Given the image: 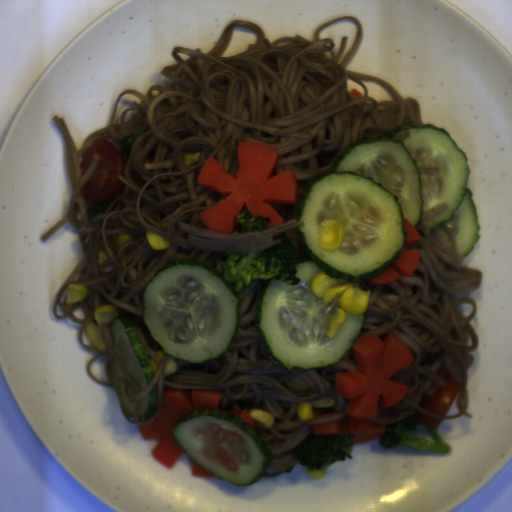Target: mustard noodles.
Wrapping results in <instances>:
<instances>
[{
	"mask_svg": "<svg viewBox=\"0 0 512 512\" xmlns=\"http://www.w3.org/2000/svg\"><path fill=\"white\" fill-rule=\"evenodd\" d=\"M354 19L358 24L356 40L346 57L343 54L347 37H342L337 54L330 38L319 39V32L341 19ZM247 26L255 30L257 43L247 51L231 57H221L233 27ZM361 21L343 16L321 25L313 41L302 35L277 38L270 42L260 27L245 20H233L218 42L204 53L200 48L177 47L171 51L176 64L161 69L172 80L165 85L152 86L146 95L135 89H124L114 102L109 124L95 131L76 149L64 118L52 120L61 134L66 149L67 169L74 193L68 212L41 236L46 242L67 223L80 229L78 234L83 256L60 287L52 306L53 316L68 318L80 326L78 342L94 354L85 365L88 376L111 387L118 396L120 408L128 423L148 425L161 413L164 389L216 390L222 393L218 410L245 411L260 409L274 416L271 428L255 430L266 440L272 460L263 476L271 479L287 473L298 461L292 450L310 433L312 425L344 419L352 401L338 392L336 373H351L358 369L353 346L339 363L312 368L286 370L267 352L258 332L255 319L256 303L270 279H252L239 292L241 319L230 348L220 357L203 364L175 362L176 373L164 377V367L171 358L160 359L155 351L162 350L152 337L144 320L143 291L159 268L173 260L193 259L211 264L224 275L226 251H263L281 243L274 236L290 237L297 256L303 245L296 228L303 221L296 216L308 185L330 172L344 149L362 140L385 135L408 122L422 124L418 100L404 99L400 93L381 80L346 69L362 42ZM364 88L362 98L355 99L346 90L348 79ZM383 84L392 100L379 103L368 96L361 81ZM132 94L141 100L133 102L121 114L119 124H113L121 97ZM373 108L364 119V112ZM137 110L130 121L128 111ZM145 131L137 139L127 159L122 141L135 131ZM104 139L114 145L125 163L126 183L123 194L109 200L103 214L92 216L93 201L82 198L80 191L92 176L100 156L94 154L88 172L81 179L79 166L87 147ZM266 143L278 152L277 161L269 176L288 169L298 179L297 204L290 205L284 223L254 233L230 234L208 229L198 215L222 200L210 189L198 184L197 177L210 157H214L233 177L238 171L236 146L240 141ZM200 153V159L189 166L186 154ZM147 182L143 188L133 183L132 169ZM146 230L157 233L171 243L168 250H152ZM128 234L133 240L121 247L117 237ZM105 250L108 259L98 263L97 252ZM86 286L88 296L67 305L69 284ZM114 305L119 315L128 317L136 326L143 346L158 366L157 372L139 394L126 366L112 349L113 339L107 323L97 324L93 313L100 305ZM82 308L86 319L74 317L75 308ZM92 321L99 327L105 344L99 351L90 342L85 325ZM165 352V351H164ZM99 356L105 359L107 382L96 380L89 365ZM113 358L126 378H116ZM305 379L310 391H298L286 382L295 377ZM157 381L158 411L151 418L137 417L141 398ZM124 384L125 399L136 403L134 417L129 418L116 384ZM332 397L336 405L314 409V415L337 412L322 419H297L299 402H316Z\"/></svg>",
	"mask_w": 512,
	"mask_h": 512,
	"instance_id": "1",
	"label": "mustard noodles"
},
{
	"mask_svg": "<svg viewBox=\"0 0 512 512\" xmlns=\"http://www.w3.org/2000/svg\"><path fill=\"white\" fill-rule=\"evenodd\" d=\"M447 210L446 203L422 213L414 227L420 239L403 248L420 252L412 274L386 285H370L368 279L361 282L370 298L356 341L374 333L383 342L392 334L413 354V363L390 377V381L407 385V393L389 408H383L378 401V414L368 419L385 427L415 416L416 411L442 421L459 416L474 418L466 408L468 370L474 362L471 353L479 343L470 322L478 305L467 296L452 297L478 290L483 273L464 264L465 256L457 254L455 237L445 223L439 226L452 248L439 241L436 230L424 223ZM467 302L474 305V310L464 318L457 307ZM450 375L459 381L461 389L448 415H435L421 408L424 398L436 387H442Z\"/></svg>",
	"mask_w": 512,
	"mask_h": 512,
	"instance_id": "2",
	"label": "mustard noodles"
},
{
	"mask_svg": "<svg viewBox=\"0 0 512 512\" xmlns=\"http://www.w3.org/2000/svg\"><path fill=\"white\" fill-rule=\"evenodd\" d=\"M419 173L422 174H437L439 173V168L436 167H418Z\"/></svg>",
	"mask_w": 512,
	"mask_h": 512,
	"instance_id": "3",
	"label": "mustard noodles"
},
{
	"mask_svg": "<svg viewBox=\"0 0 512 512\" xmlns=\"http://www.w3.org/2000/svg\"><path fill=\"white\" fill-rule=\"evenodd\" d=\"M410 135H411V133L409 131H407V132H404V133H400V134H398V135H396V136H394L392 138H393V140H397V141L401 142V141L407 139L408 137H410Z\"/></svg>",
	"mask_w": 512,
	"mask_h": 512,
	"instance_id": "4",
	"label": "mustard noodles"
}]
</instances>
